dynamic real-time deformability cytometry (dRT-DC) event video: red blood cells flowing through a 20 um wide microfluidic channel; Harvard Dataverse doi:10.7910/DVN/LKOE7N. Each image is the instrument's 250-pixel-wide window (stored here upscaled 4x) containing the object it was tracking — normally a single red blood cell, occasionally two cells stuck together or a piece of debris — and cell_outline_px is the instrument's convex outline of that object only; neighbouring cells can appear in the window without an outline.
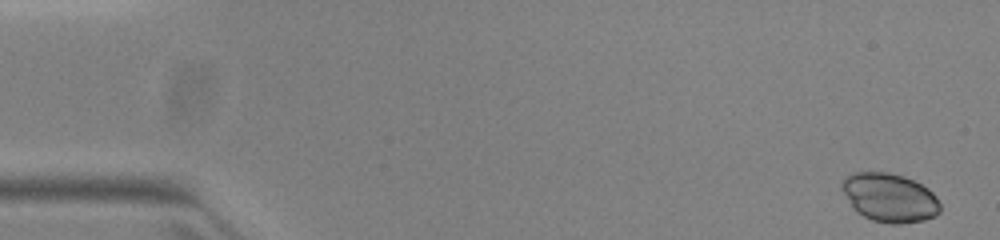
{"species": "common noctule bat (a hibernating species)", "species_latin": "Nyctalus noctula", "temperature_condition": "warm", "stored_images_in_passage": 28, "camera_frame_rate_fps": 3000, "um_per_image_px": 0.085, "animal": {"sex": "female", "body_mass_g": 23.0, "forearm_length_mm": 53.4}, "frame": {"image": 1, "passage_image": 1, "time_ms": 0.0, "image_size_px": [1000, 240], "cell_outline_px": [[940, 212], [936, 216], [924, 220], [900, 224], [892, 224], [872, 220], [856, 212], [840, 188], [840, 184], [844, 176], [852, 172], [888, 172], [904, 176], [928, 188], [936, 196], [940, 204]], "centroid_in_image_um": [75.6, 16.79], "position_along_channel_um": 9.4, "area_um2": 28.15}}
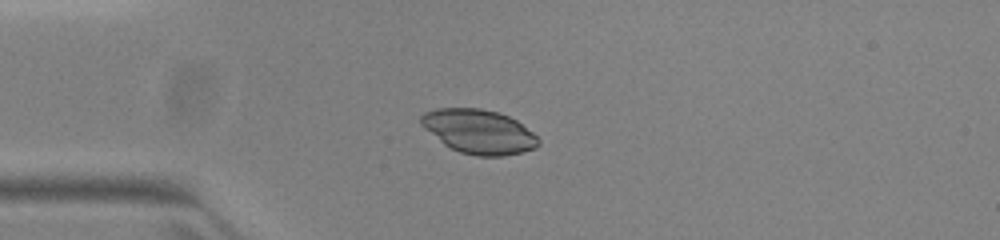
{"frame": {"image": 2, "passage_image": 13, "time_ms": 4.0, "image_size_px": [1000, 240], "cell_outline_px": [[540, 144], [532, 148], [520, 152], [504, 156], [476, 156], [460, 152], [444, 144], [424, 128], [420, 124], [420, 116], [424, 112], [436, 108], [480, 108], [496, 112], [508, 116], [516, 120], [532, 132], [540, 140]], "centroid_in_image_um": [40.67, 11.17], "position_along_channel_um": 44.3, "area_um2": 30.0}}